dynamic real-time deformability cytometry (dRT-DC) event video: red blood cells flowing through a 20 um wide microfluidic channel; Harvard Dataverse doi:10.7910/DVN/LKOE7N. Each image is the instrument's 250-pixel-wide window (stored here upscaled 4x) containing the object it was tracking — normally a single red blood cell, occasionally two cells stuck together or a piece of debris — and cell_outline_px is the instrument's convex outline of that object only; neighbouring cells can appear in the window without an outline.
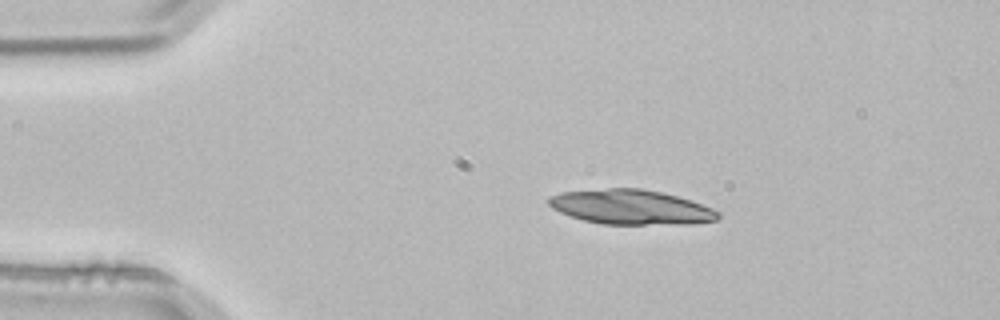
{"species": "common noctule bat (a hibernating species)", "species_latin": "Nyctalus noctula", "temperature_condition": "room temperature", "stored_images_in_passage": 2, "camera_frame_rate_fps": 3000, "um_per_image_px": 0.085, "animal": {"sex": "male", "body_mass_g": 21.5, "forearm_length_mm": 52.0}, "frame": {"image": 1, "passage_image": 1, "time_ms": 0.0, "image_size_px": [1000, 320], "cell_outline_px": [[720, 216], [716, 220], [692, 224], [604, 224], [584, 220], [560, 212], [552, 208], [548, 204], [548, 196], [560, 192], [608, 188], [640, 188], [660, 192], [676, 196], [712, 208], [720, 212]], "centroid_in_image_um": [53.61, 17.6], "position_along_channel_um": 31.4, "area_um2": 34.1}}